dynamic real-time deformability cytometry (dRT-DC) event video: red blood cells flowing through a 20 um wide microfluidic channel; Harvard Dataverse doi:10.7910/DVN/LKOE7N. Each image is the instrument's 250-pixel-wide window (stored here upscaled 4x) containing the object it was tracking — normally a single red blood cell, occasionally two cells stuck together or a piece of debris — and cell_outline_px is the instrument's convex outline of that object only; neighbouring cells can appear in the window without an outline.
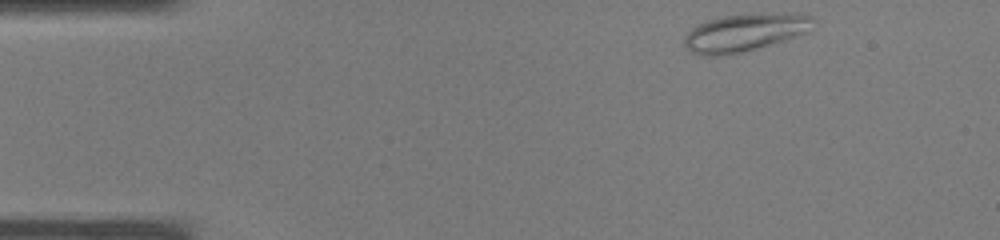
{"species": "common noctule bat (a hibernating species)", "species_latin": "Nyctalus noctula", "temperature_condition": "warm", "stored_images_in_passage": 33, "camera_frame_rate_fps": 3000, "um_per_image_px": 0.085, "animal": {"sex": "male", "body_mass_g": 19.0, "forearm_length_mm": 50.8}, "frame": {"image": 1, "passage_image": 1, "time_ms": 0.0, "image_size_px": [1000, 240], "cell_outline_px": [[816, 20], [808, 32], [756, 48], [740, 52], [716, 56], [708, 56], [692, 52], [684, 44], [684, 36], [692, 28], [708, 20], [724, 16], [812, 16]], "centroid_in_image_um": [63.21, 2.82], "position_along_channel_um": 21.8, "area_um2": 26.53}}
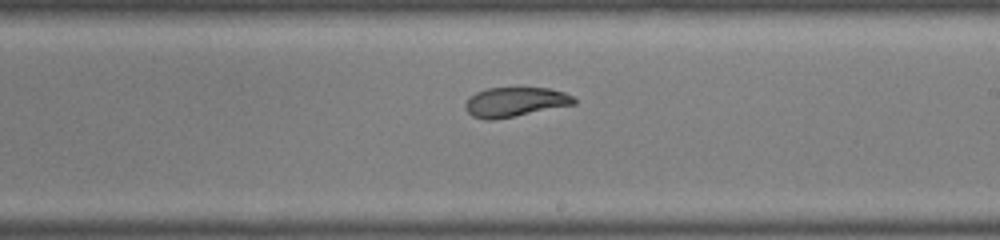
{"frame": {"image": 2, "passage_image": 18, "time_ms": 5.667, "image_size_px": [1000, 240], "cell_outline_px": [[576, 104], [492, 120], [484, 120], [472, 116], [464, 108], [464, 104], [476, 92], [488, 88], [548, 88], [564, 92], [572, 96], [576, 100]], "centroid_in_image_um": [43.77, 8.67], "position_along_channel_um": 245.2, "area_um2": 18.5}}
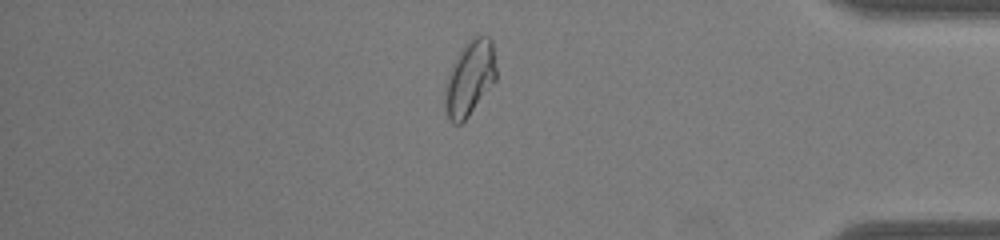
{"frame": {"image": 3, "passage_image": 28, "time_ms": 9.0, "image_size_px": [1000, 240], "cell_outline_px": [[496, 80], [468, 116], [460, 124], [452, 124], [448, 120], [444, 104], [444, 88], [448, 76], [464, 44], [476, 36], [488, 36], [492, 40], [496, 68]], "centroid_in_image_um": [39.92, 6.68], "position_along_channel_um": 395.3, "area_um2": 22.14}}